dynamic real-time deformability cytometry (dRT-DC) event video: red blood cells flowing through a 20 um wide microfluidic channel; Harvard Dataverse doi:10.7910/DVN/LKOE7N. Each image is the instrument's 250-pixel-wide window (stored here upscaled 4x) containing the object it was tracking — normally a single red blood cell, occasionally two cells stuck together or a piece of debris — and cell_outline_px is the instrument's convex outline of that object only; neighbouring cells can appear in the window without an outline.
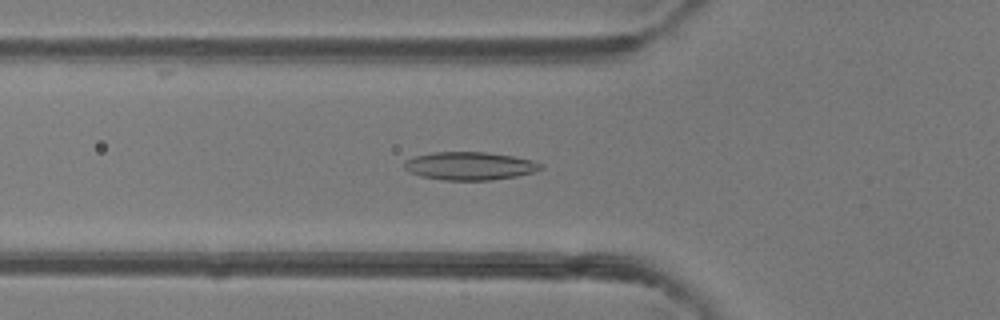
{"species": "common noctule bat (a hibernating species)", "species_latin": "Nyctalus noctula", "temperature_condition": "room temperature", "stored_images_in_passage": 48, "camera_frame_rate_fps": 3000, "um_per_image_px": 0.085, "animal": {"sex": "female"}, "frame": {"image": 1, "passage_image": 17, "time_ms": 5.333, "image_size_px": [1000, 320], "cell_outline_px": [[544, 168], [532, 172], [516, 176], [492, 180], [444, 180], [420, 176], [408, 172], [404, 168], [404, 160], [416, 156], [432, 152], [488, 152], [512, 156], [532, 160], [540, 164]], "centroid_in_image_um": [39.88, 14.1], "position_along_channel_um": 85.9, "area_um2": 22.31}}
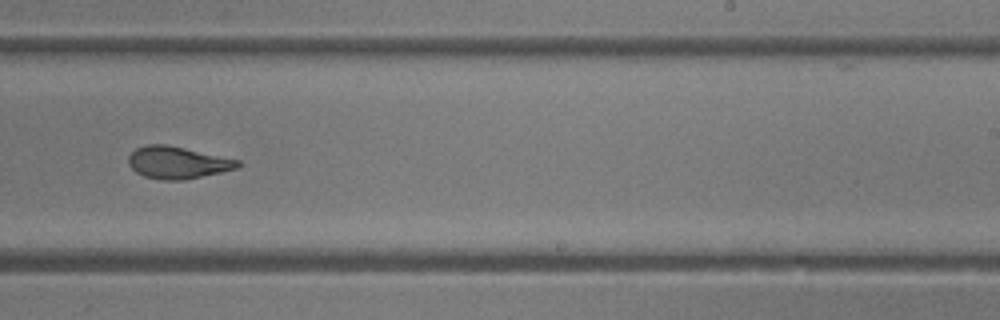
{"frame": {"image": 2, "passage_image": 30, "time_ms": 9.667, "image_size_px": [1000, 320], "cell_outline_px": [[240, 164], [236, 168], [220, 172], [184, 180], [164, 180], [144, 176], [136, 172], [128, 164], [128, 156], [136, 148], [144, 144], [168, 144], [240, 160]], "centroid_in_image_um": [15.06, 13.8], "position_along_channel_um": 273.9, "area_um2": 20.46}}
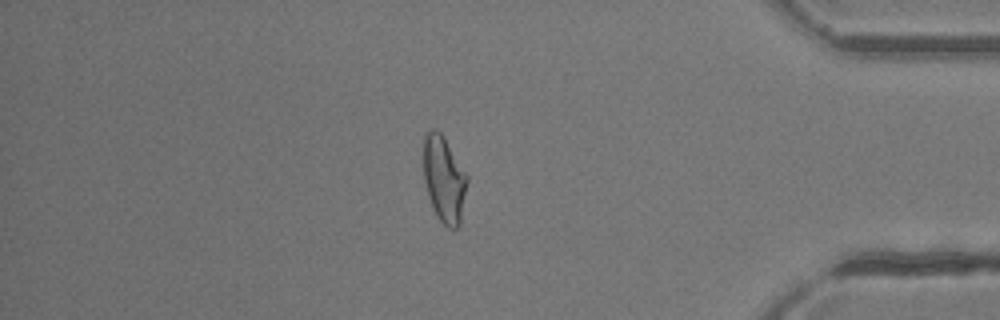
{"frame": {"image": 3, "passage_image": 41, "time_ms": 13.333, "image_size_px": [1000, 320], "cell_outline_px": [[468, 180], [460, 224], [456, 228], [448, 228], [436, 216], [428, 196], [424, 180], [424, 132], [432, 128], [436, 128], [444, 136], [468, 176]], "centroid_in_image_um": [37.74, 15.2], "position_along_channel_um": 397.5, "area_um2": 22.08}, "authors_computed_cell_mechanics": {"area_um2": 21.7617, "velocity_mm_per_s": 4.3222, "shape_relaxation_time_tau1_ms": 9.3061, "shape_relaxation_time_tau2_ms": 1.5685, "deformation_change_tau1": 0.2535, "deformation_change_tau2": 0.085}}